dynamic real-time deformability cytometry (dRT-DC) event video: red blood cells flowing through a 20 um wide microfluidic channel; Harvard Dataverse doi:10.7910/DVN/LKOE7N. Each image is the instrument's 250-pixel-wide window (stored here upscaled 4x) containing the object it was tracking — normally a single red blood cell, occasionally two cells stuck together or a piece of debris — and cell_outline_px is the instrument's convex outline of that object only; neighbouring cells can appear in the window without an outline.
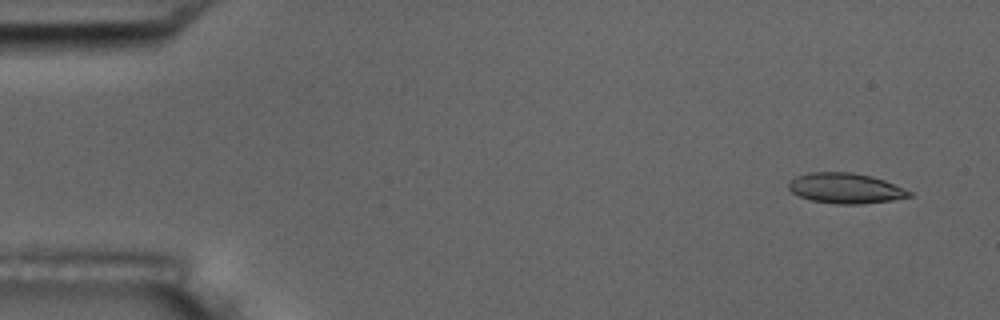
{"species": "common noctule bat (a hibernating species)", "species_latin": "Nyctalus noctula", "temperature_condition": "room temperature", "stored_images_in_passage": 4, "camera_frame_rate_fps": 3000, "um_per_image_px": 0.085, "animal": {"sex": "male", "body_mass_g": 17.5, "forearm_length_mm": 52.3}, "frame": {"image": 1, "passage_image": 1, "time_ms": 0.0, "image_size_px": [1000, 320], "cell_outline_px": [[912, 196], [892, 200], [860, 204], [836, 204], [812, 200], [800, 196], [792, 192], [788, 188], [788, 184], [796, 176], [808, 172], [852, 172], [872, 176], [884, 180], [912, 192]], "centroid_in_image_um": [71.86, 15.99], "position_along_channel_um": 13.1, "area_um2": 21.21}}
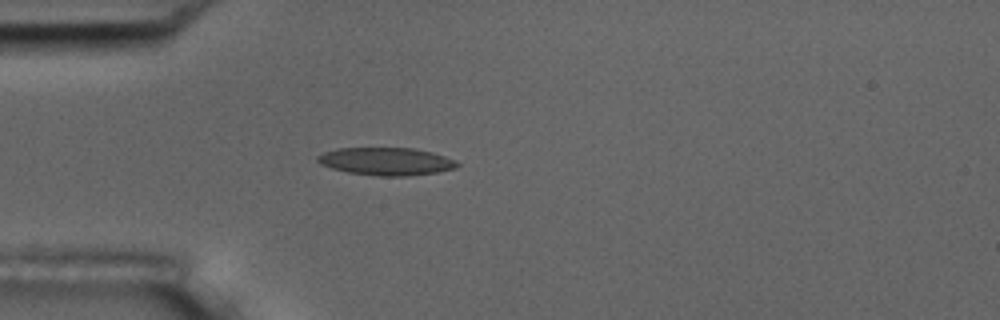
{"frame": {"image": 2, "passage_image": 4, "time_ms": 4.0, "image_size_px": [1000, 320], "cell_outline_px": [[460, 164], [456, 168], [436, 172], [408, 176], [380, 176], [348, 172], [332, 168], [320, 164], [316, 160], [316, 156], [324, 152], [336, 148], [412, 148], [432, 152], [456, 160]], "centroid_in_image_um": [32.82, 13.71], "position_along_channel_um": 52.2, "area_um2": 22.54}}